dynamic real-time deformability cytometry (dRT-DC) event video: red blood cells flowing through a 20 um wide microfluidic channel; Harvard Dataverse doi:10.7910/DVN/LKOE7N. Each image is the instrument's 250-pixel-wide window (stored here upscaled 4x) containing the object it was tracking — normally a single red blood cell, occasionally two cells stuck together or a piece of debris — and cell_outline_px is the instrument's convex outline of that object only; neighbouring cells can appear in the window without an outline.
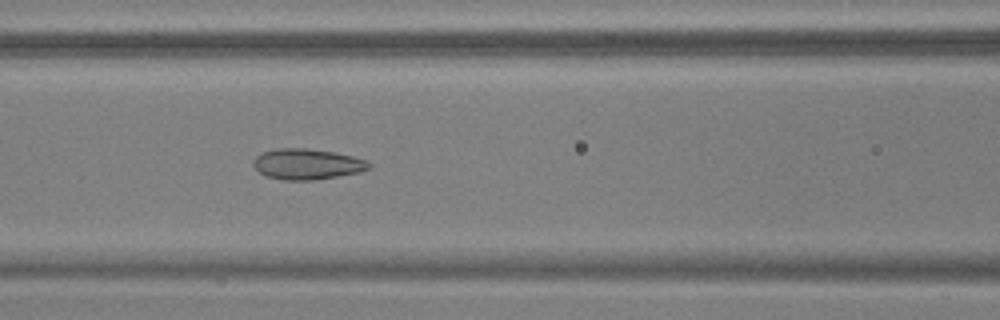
{"species": "common noctule bat (a hibernating species)", "species_latin": "Nyctalus noctula", "temperature_condition": "warm", "stored_images_in_passage": 52, "camera_frame_rate_fps": 3000, "um_per_image_px": 0.085, "animal": {"sex": "male", "body_mass_g": 17.9, "forearm_length_mm": 54.2}, "frame": {"image": 1, "passage_image": 22, "time_ms": 7.0, "image_size_px": [1000, 320], "cell_outline_px": [[372, 164], [368, 168], [360, 172], [316, 180], [284, 180], [264, 176], [252, 164], [256, 156], [264, 152], [276, 148], [304, 148], [332, 152], [352, 156], [364, 160]], "centroid_in_image_um": [26.08, 13.96], "position_along_channel_um": 140.5, "area_um2": 20.52}}
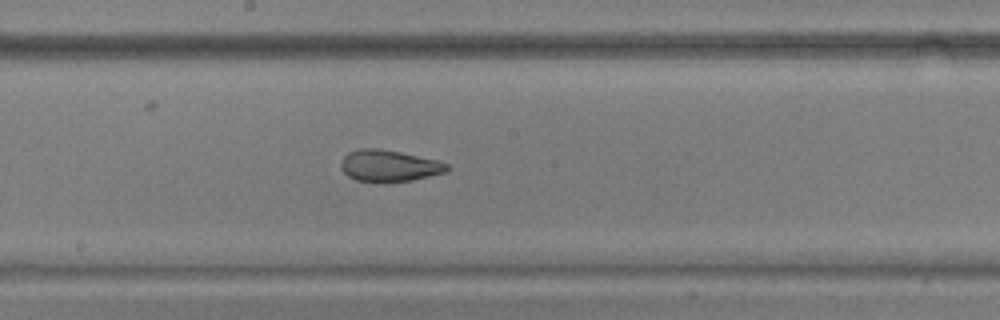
{"frame": {"image": 2, "passage_image": 28, "time_ms": 9.0, "image_size_px": [1000, 320], "cell_outline_px": [[448, 172], [412, 180], [356, 180], [348, 176], [340, 168], [340, 160], [348, 152], [360, 148], [380, 148], [400, 152], [436, 160], [448, 164]], "centroid_in_image_um": [33.05, 14.06], "position_along_channel_um": 215.2, "area_um2": 19.13}}
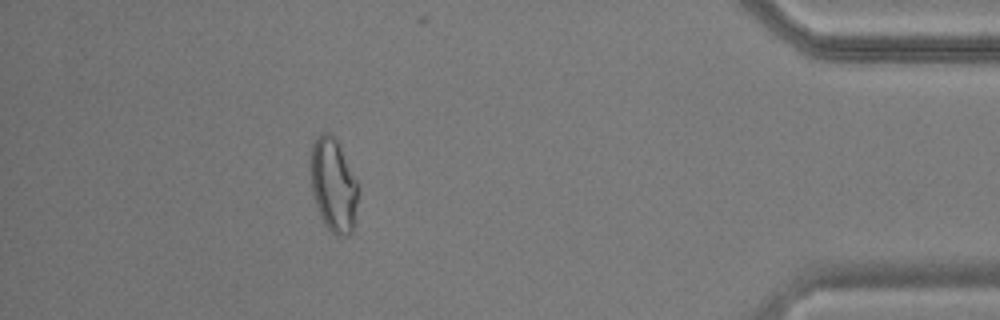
{"frame": {"image": 3, "passage_image": 47, "time_ms": 15.333, "image_size_px": [1000, 320], "cell_outline_px": [[360, 188], [352, 232], [348, 236], [336, 236], [324, 224], [320, 216], [312, 196], [308, 168], [312, 144], [316, 136], [320, 132], [328, 132], [336, 136], [360, 184]], "centroid_in_image_um": [28.33, 15.68], "position_along_channel_um": 406.9, "area_um2": 27.28}, "authors_computed_cell_mechanics": {"area_um2": 23.5535, "velocity_mm_per_s": 3.7419, "shape_relaxation_time_tau1_ms": null, "shape_relaxation_time_tau2_ms": 1.3192, "deformation_change_tau1": null, "deformation_change_tau2": 0.0813}}